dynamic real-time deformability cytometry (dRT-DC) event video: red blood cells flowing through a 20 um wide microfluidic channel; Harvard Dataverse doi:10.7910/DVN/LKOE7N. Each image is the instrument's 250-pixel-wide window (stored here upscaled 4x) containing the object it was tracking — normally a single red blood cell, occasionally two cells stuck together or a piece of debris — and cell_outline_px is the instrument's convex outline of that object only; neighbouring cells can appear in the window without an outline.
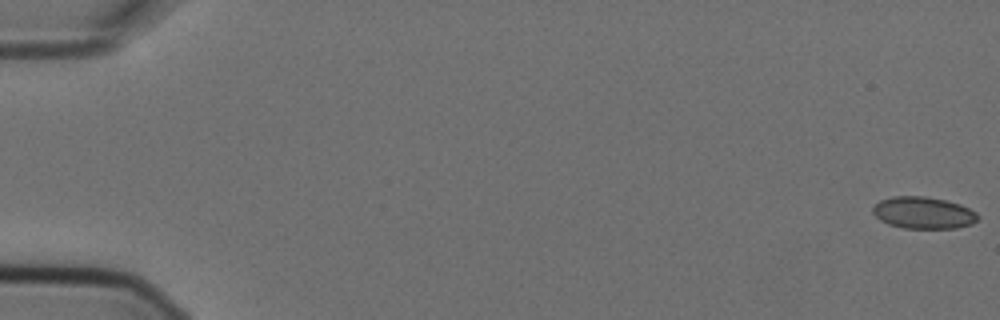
{"species": "Egyptian fruit bat (a non-hibernating species)", "species_latin": "Rousettus aegyptiacus", "temperature_condition": "cold", "stored_images_in_passage": 6, "segment_of_instrument_passage": [1, 2], "camera_frame_rate_fps": 3000, "um_per_image_px": 0.085, "animal": {"sex": "female"}, "frame": {"image": 1, "passage_image": 1, "time_ms": 0.0, "image_size_px": [1000, 320], "cell_outline_px": [[980, 216], [972, 224], [956, 228], [904, 228], [888, 224], [880, 220], [872, 212], [872, 208], [880, 200], [892, 196], [924, 196], [944, 200], [960, 204], [976, 212]], "centroid_in_image_um": [78.48, 18.08], "position_along_channel_um": 6.5, "area_um2": 19.48}}
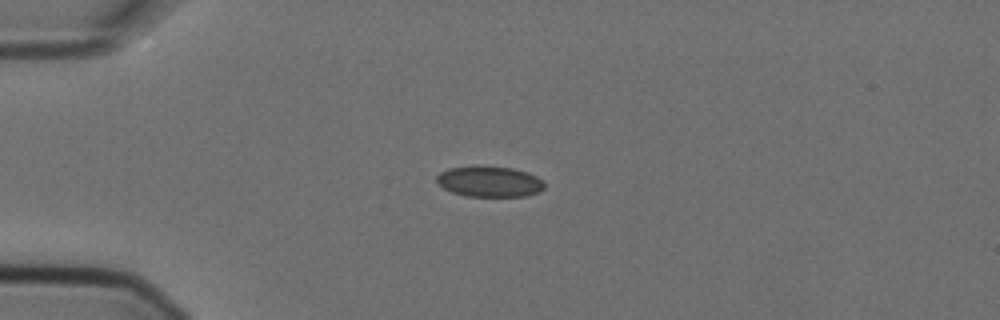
{"frame": {"image": 2, "passage_image": 4, "time_ms": 1.0, "image_size_px": [1000, 320], "cell_outline_px": [[544, 188], [540, 192], [528, 196], [464, 196], [452, 192], [444, 188], [436, 180], [436, 176], [440, 172], [448, 168], [476, 164], [480, 164], [512, 168], [528, 172], [544, 180]], "centroid_in_image_um": [41.61, 15.4], "position_along_channel_um": 43.4, "area_um2": 19.83}}